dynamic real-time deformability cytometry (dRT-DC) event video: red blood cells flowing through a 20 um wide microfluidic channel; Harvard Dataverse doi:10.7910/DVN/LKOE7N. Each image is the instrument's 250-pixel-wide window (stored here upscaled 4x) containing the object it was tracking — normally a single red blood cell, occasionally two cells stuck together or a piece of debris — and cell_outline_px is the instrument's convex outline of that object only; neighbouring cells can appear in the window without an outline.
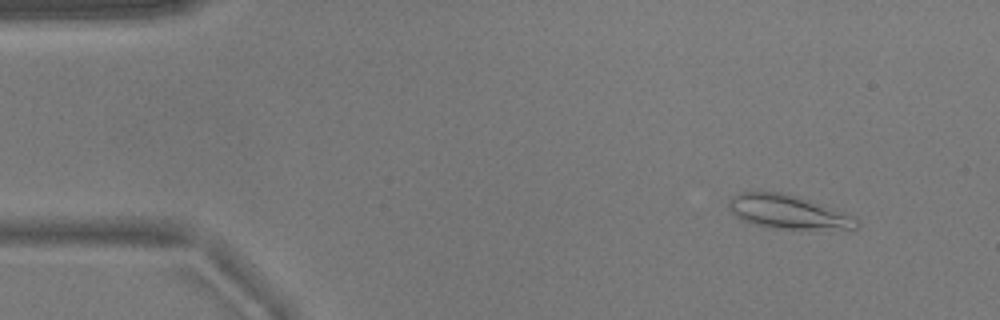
{"species": "common noctule bat (a hibernating species)", "species_latin": "Nyctalus noctula", "temperature_condition": "warm", "stored_images_in_passage": 49, "camera_frame_rate_fps": 3000, "um_per_image_px": 0.085, "animal": {"sex": "male", "body_mass_g": 17.9}, "frame": {"image": 1, "passage_image": 1, "time_ms": 0.0, "image_size_px": [1000, 320], "cell_outline_px": [[860, 224], [856, 228], [772, 228], [752, 224], [740, 220], [732, 212], [728, 204], [728, 200], [732, 196], [740, 192], [780, 192], [800, 196], [856, 216]], "centroid_in_image_um": [66.97, 17.99], "position_along_channel_um": 18.0, "area_um2": 25.14}}
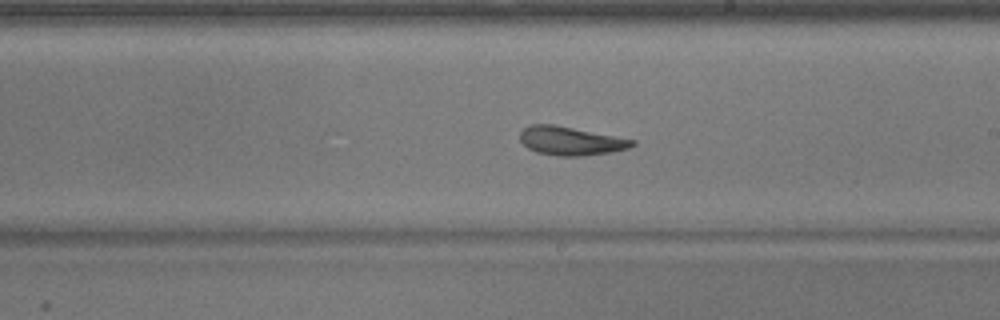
{"frame": {"image": 2, "passage_image": 26, "time_ms": 8.333, "image_size_px": [1000, 320], "cell_outline_px": [[636, 144], [628, 148], [612, 152], [584, 156], [556, 156], [536, 152], [528, 148], [520, 140], [520, 132], [528, 124], [552, 124], [636, 140]], "centroid_in_image_um": [48.5, 11.98], "position_along_channel_um": 240.5, "area_um2": 18.73}}
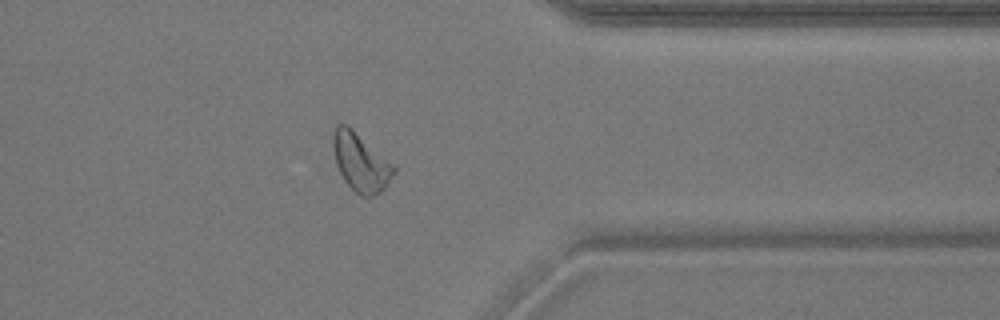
{"frame": {"image": 3, "passage_image": 38, "time_ms": 12.333, "image_size_px": [1000, 320], "cell_outline_px": [[396, 172], [384, 188], [380, 192], [372, 196], [360, 196], [344, 180], [336, 164], [332, 148], [332, 128], [336, 124], [348, 124], [396, 164]], "centroid_in_image_um": [30.66, 13.73], "position_along_channel_um": 380.7, "area_um2": 21.15}, "authors_computed_cell_mechanics": {"area_um2": 20.6924, "velocity_mm_per_s": 3.765, "shape_relaxation_time_tau1_ms": 5.3856, "shape_relaxation_time_tau2_ms": 2.1854, "deformation_change_tau1": 0.1388, "deformation_change_tau2": 0.1037}}